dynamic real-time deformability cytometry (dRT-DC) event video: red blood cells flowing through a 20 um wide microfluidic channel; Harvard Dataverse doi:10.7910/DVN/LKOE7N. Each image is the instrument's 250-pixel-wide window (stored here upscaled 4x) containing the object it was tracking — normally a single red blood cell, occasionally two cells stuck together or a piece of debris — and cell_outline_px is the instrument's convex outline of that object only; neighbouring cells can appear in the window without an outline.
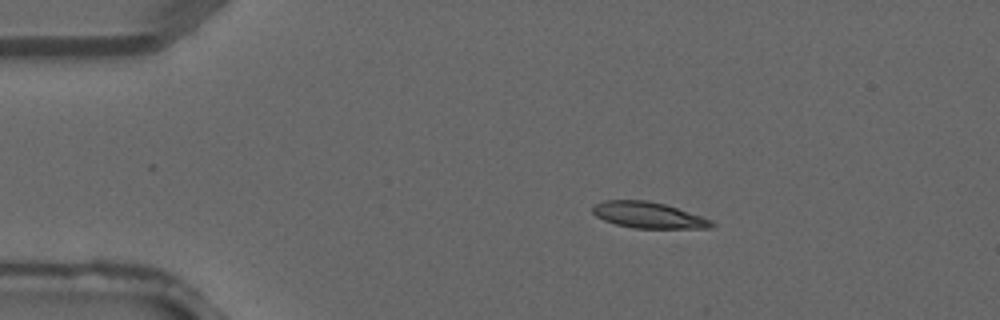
{"species": "common noctule bat (a hibernating species)", "species_latin": "Nyctalus noctula", "temperature_condition": "warm", "stored_images_in_passage": 3, "camera_frame_rate_fps": 3000, "um_per_image_px": 0.085, "animal": {"sex": "male", "forearm_length_mm": 52.5}, "frame": {"image": 1, "passage_image": 2, "time_ms": 0.333, "image_size_px": [1000, 320], "cell_outline_px": [[716, 224], [712, 228], [636, 228], [616, 224], [604, 220], [596, 216], [592, 212], [592, 208], [596, 204], [604, 200], [648, 200], [664, 204], [712, 220]], "centroid_in_image_um": [55.11, 18.28], "position_along_channel_um": 29.9, "area_um2": 17.92}}